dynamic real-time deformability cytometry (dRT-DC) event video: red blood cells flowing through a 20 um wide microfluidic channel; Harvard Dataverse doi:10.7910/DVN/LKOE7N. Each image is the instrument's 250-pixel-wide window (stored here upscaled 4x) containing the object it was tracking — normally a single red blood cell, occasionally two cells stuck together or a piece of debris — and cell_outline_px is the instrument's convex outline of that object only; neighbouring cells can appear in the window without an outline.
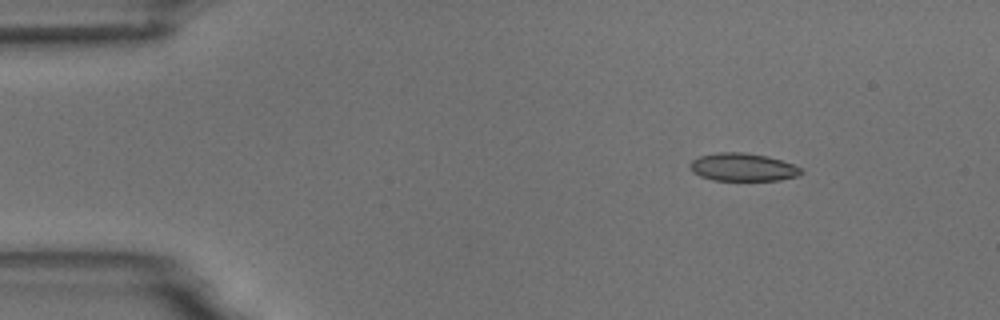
{"species": "common noctule bat (a hibernating species)", "species_latin": "Nyctalus noctula", "temperature_condition": "room temperature", "stored_images_in_passage": 6, "camera_frame_rate_fps": 3000, "um_per_image_px": 0.085, "animal": {"sex": "male", "body_mass_g": 18.8}, "frame": {"image": 1, "passage_image": 1, "time_ms": 0.0, "image_size_px": [1000, 320], "cell_outline_px": [[804, 172], [800, 176], [780, 180], [712, 180], [700, 176], [692, 172], [688, 168], [688, 164], [692, 160], [700, 156], [720, 152], [744, 152], [768, 156], [792, 164], [800, 168]], "centroid_in_image_um": [63.12, 14.21], "position_along_channel_um": 21.9, "area_um2": 18.21}}
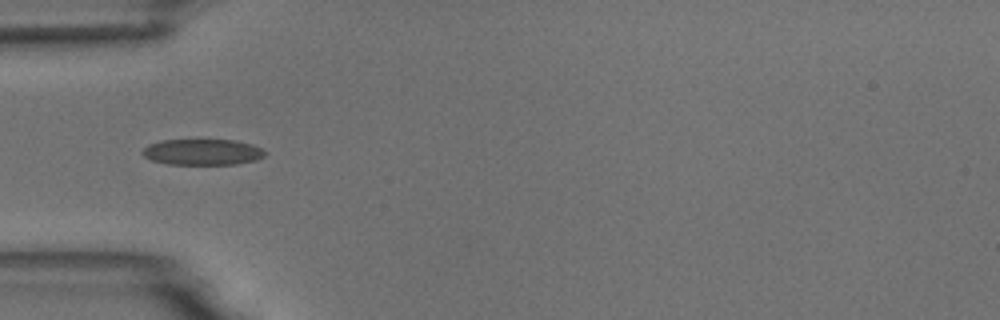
{"frame": {"image": 2, "passage_image": 4, "time_ms": 3.333, "image_size_px": [1000, 320], "cell_outline_px": [[268, 152], [264, 156], [256, 160], [236, 164], [168, 164], [152, 160], [144, 156], [140, 152], [148, 144], [160, 140], [236, 140], [252, 144], [264, 148]], "centroid_in_image_um": [17.24, 12.91], "position_along_channel_um": 67.8, "area_um2": 18.73}}
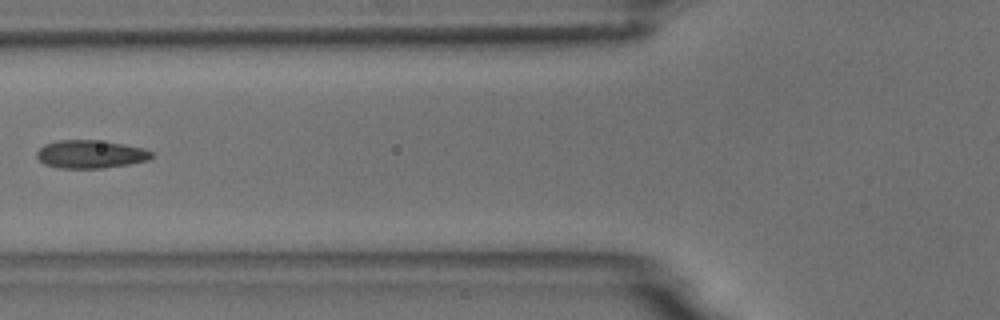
{"frame": {"image": 3, "passage_image": 5, "time_ms": 4.667, "image_size_px": [1000, 320], "cell_outline_px": [[156, 156], [148, 160], [128, 164], [104, 168], [56, 168], [44, 164], [36, 156], [36, 152], [44, 144], [56, 140], [96, 140], [124, 144], [144, 148], [156, 152]], "centroid_in_image_um": [7.72, 13.1], "position_along_channel_um": 118.1, "area_um2": 19.07}}